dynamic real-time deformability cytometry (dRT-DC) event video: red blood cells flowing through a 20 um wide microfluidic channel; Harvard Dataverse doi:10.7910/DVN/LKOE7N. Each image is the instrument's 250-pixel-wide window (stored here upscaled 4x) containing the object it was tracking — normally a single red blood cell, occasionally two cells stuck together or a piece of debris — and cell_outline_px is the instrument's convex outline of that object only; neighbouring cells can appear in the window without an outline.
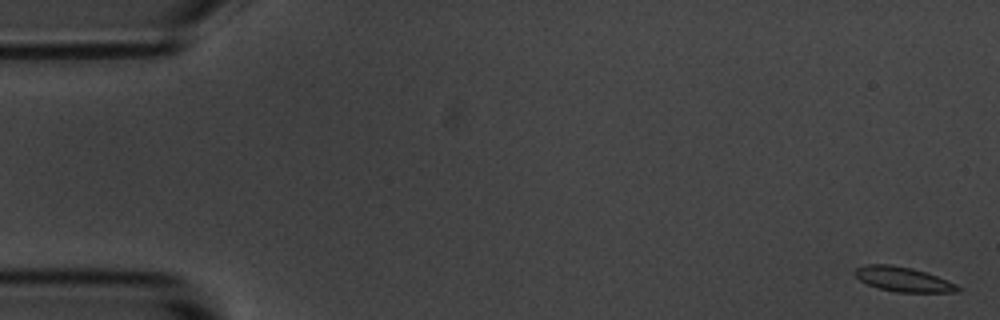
{"species": "common noctule bat (a hibernating species)", "species_latin": "Nyctalus noctula", "temperature_condition": "room temperature", "stored_images_in_passage": 55, "camera_frame_rate_fps": 3000, "um_per_image_px": 0.085, "animal": {"sex": "male", "body_mass_g": 20.1, "forearm_length_mm": 53.5}, "frame": {"image": 1, "passage_image": 1, "time_ms": 0.0, "image_size_px": [1000, 320], "cell_outline_px": [[960, 292], [896, 292], [880, 288], [868, 284], [860, 280], [852, 272], [856, 268], [864, 264], [892, 264], [912, 268], [936, 276], [956, 284], [960, 288]], "centroid_in_image_um": [76.73, 23.73], "position_along_channel_um": 8.3, "area_um2": 14.68}}
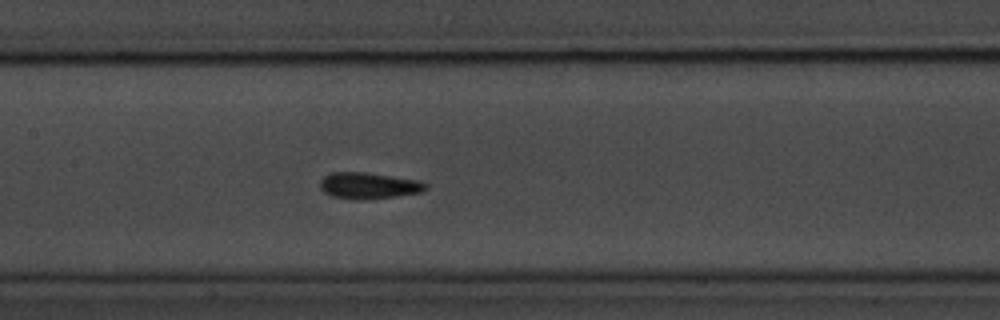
{"frame": {"image": 2, "passage_image": 26, "time_ms": 8.333, "image_size_px": [1000, 320], "cell_outline_px": [[428, 188], [424, 192], [396, 196], [364, 200], [352, 200], [332, 196], [324, 192], [320, 188], [320, 180], [324, 176], [332, 172], [364, 172], [420, 180], [428, 184]], "centroid_in_image_um": [31.36, 15.79], "position_along_channel_um": 176.0, "area_um2": 16.47}}
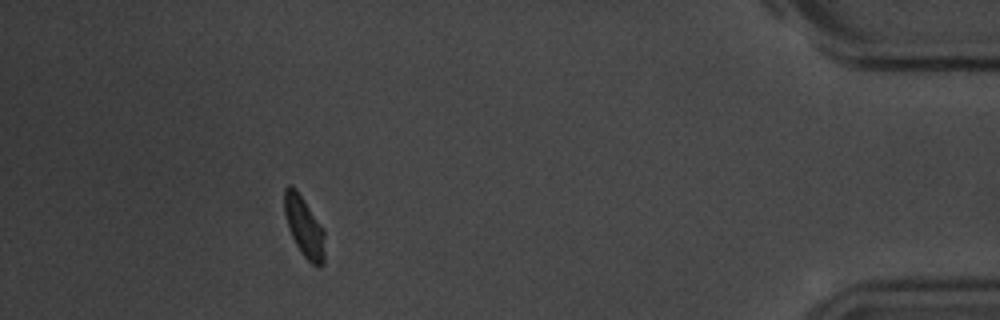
{"frame": {"image": 3, "passage_image": 50, "time_ms": 16.333, "image_size_px": [1000, 320], "cell_outline_px": [[324, 264], [320, 268], [316, 268], [300, 252], [288, 228], [284, 212], [284, 188], [288, 184], [292, 184], [296, 188], [324, 228]], "centroid_in_image_um": [25.86, 19.27], "position_along_channel_um": 409.3, "area_um2": 14.51}, "authors_computed_cell_mechanics": {"area_um2": 15.028, "velocity_mm_per_s": 3.625, "shape_relaxation_time_tau1_ms": 1.5409, "shape_relaxation_time_tau2_ms": 1.239, "deformation_change_tau1": 0.0924, "deformation_change_tau2": 0.0646}}